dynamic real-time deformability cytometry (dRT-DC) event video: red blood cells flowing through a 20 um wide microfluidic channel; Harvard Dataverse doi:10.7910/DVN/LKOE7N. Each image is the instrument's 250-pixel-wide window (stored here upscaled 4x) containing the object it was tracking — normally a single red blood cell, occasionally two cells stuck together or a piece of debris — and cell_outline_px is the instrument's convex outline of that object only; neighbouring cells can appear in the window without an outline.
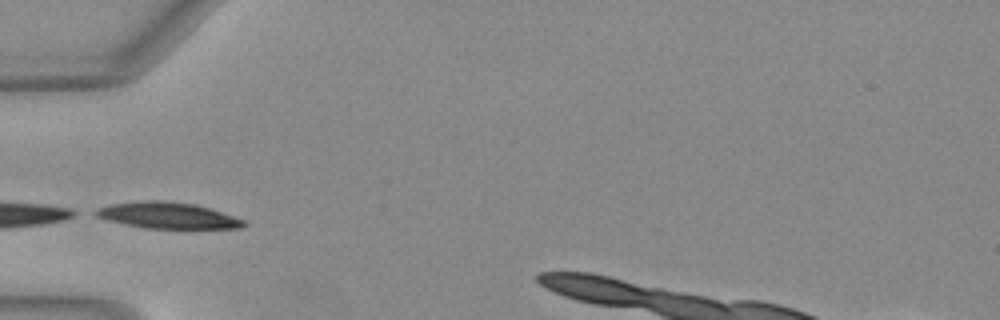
{"species": "Egyptian fruit bat (a non-hibernating species)", "species_latin": "Rousettus aegyptiacus", "temperature_condition": "warm", "stored_images_in_passage": 26, "camera_frame_rate_fps": 3000, "um_per_image_px": 0.085, "animal": {"sex": "female"}, "frame": {"image": 1, "passage_image": 1, "time_ms": 0.0, "image_size_px": [1000, 320], "cell_outline_px": [[248, 224], [240, 228], [144, 228], [108, 220], [96, 216], [88, 212], [96, 208], [112, 204], [140, 200], [168, 200], [196, 204], [244, 220]], "centroid_in_image_um": [14.18, 18.29], "position_along_channel_um": 70.8, "area_um2": 22.66}}
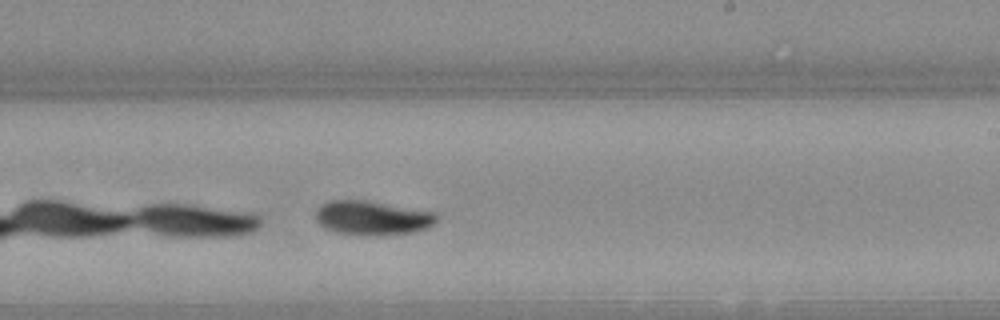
{"frame": {"image": 2, "passage_image": 15, "time_ms": 4.667, "image_size_px": [1000, 320], "cell_outline_px": [[436, 220], [432, 224], [424, 228], [412, 232], [336, 232], [324, 228], [316, 220], [316, 208], [328, 200], [364, 200], [432, 212], [436, 216]], "centroid_in_image_um": [31.54, 18.46], "position_along_channel_um": 257.5, "area_um2": 22.6}}
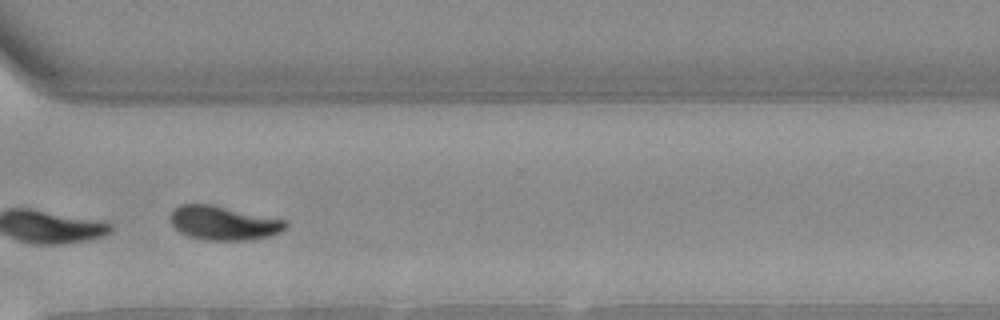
{"frame": {"image": 3, "passage_image": 22, "time_ms": 7.0, "image_size_px": [1000, 320], "cell_outline_px": [[288, 224], [280, 232], [268, 236], [244, 240], [204, 240], [188, 236], [180, 232], [172, 224], [172, 212], [180, 204], [208, 204], [284, 220]], "centroid_in_image_um": [18.97, 18.97], "position_along_channel_um": 351.6, "area_um2": 22.2}, "authors_computed_cell_mechanics": {"area_um2": 22.9755, "velocity_mm_per_s": 4.0213, "shape_relaxation_time_tau1_ms": 5.0518, "shape_relaxation_time_tau2_ms": null, "deformation_change_tau1": 0.171, "deformation_change_tau2": null}}